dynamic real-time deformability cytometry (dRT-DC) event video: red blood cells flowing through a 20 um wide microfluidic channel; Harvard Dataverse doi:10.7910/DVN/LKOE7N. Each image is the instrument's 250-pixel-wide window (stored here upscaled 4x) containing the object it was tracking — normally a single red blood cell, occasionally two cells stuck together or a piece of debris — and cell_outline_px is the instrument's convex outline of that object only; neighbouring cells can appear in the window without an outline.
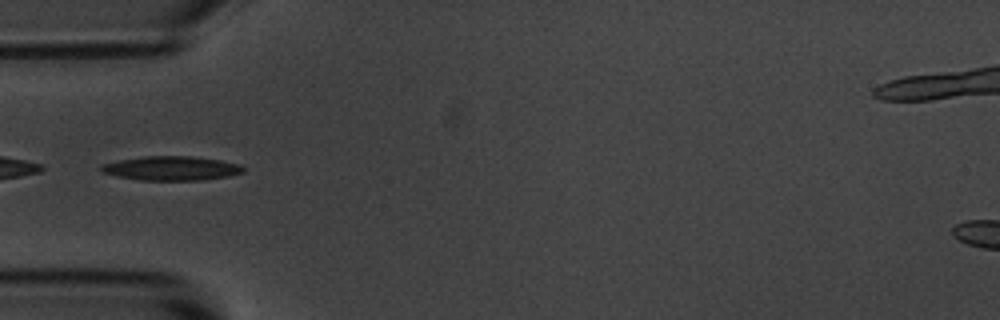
{"species": "common noctule bat (a hibernating species)", "species_latin": "Nyctalus noctula", "temperature_condition": "room temperature", "stored_images_in_passage": 1, "camera_frame_rate_fps": 3000, "um_per_image_px": 0.085, "animal": {"sex": "male", "body_mass_g": 20.1, "forearm_length_mm": 53.5}, "frame": {"image": 1, "passage_image": 1, "time_ms": 0.0, "image_size_px": [1000, 320], "cell_outline_px": [[244, 172], [228, 176], [200, 180], [140, 180], [116, 176], [100, 172], [100, 164], [120, 160], [144, 156], [192, 156], [220, 160], [240, 164], [244, 168]], "centroid_in_image_um": [14.54, 14.3], "position_along_channel_um": 70.5, "area_um2": 20.06}}